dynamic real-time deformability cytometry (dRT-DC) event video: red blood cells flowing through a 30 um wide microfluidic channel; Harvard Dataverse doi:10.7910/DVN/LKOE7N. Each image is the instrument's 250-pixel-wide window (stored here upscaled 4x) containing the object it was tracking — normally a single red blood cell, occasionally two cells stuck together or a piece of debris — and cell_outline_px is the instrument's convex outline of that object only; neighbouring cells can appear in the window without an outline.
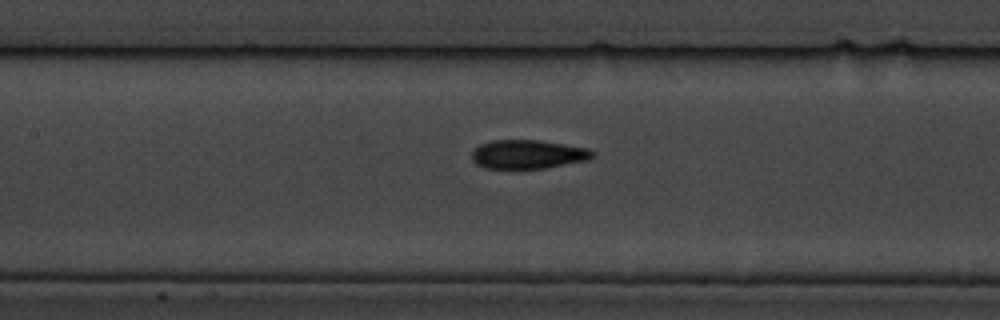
{"species": "common noctule bat (a hibernating species)", "species_latin": "Nyctalus noctula", "temperature_condition": "cold", "stored_images_in_passage": 8, "segment_of_instrument_passage": [2, 2], "camera_frame_rate_fps": 3000, "um_per_image_px": 0.085, "animal": {"sex": "male", "body_mass_g": 19.5, "forearm_length_mm": 54.6}, "frame": {"image": 1, "passage_image": 8, "time_ms": 9.0, "image_size_px": [1000, 320], "cell_outline_px": [[596, 152], [588, 160], [544, 168], [484, 168], [476, 164], [472, 160], [472, 152], [480, 144], [492, 140], [540, 140], [588, 148]], "centroid_in_image_um": [44.87, 13.11], "position_along_channel_um": 162.5, "area_um2": 20.23}}